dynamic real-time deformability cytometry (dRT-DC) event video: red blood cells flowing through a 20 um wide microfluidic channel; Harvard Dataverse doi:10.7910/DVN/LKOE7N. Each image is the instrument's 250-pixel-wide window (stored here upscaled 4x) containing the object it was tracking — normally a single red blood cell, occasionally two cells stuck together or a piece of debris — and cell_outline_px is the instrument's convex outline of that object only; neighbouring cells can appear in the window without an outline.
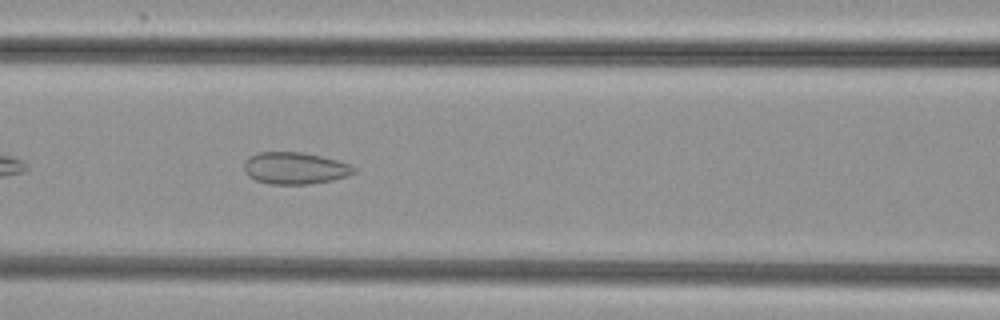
{"species": "common noctule bat (a hibernating species)", "species_latin": "Nyctalus noctula", "temperature_condition": "cold", "stored_images_in_passage": 33, "camera_frame_rate_fps": 3000, "um_per_image_px": 0.085, "animal": {"sex": "female", "body_mass_g": 29.2, "forearm_length_mm": 56.3}, "frame": {"image": 1, "passage_image": 8, "time_ms": 2.333, "image_size_px": [1000, 320], "cell_outline_px": [[356, 172], [348, 176], [332, 180], [308, 184], [268, 184], [256, 180], [248, 176], [244, 172], [244, 160], [248, 156], [260, 152], [304, 152], [340, 160], [352, 164], [356, 168]], "centroid_in_image_um": [25.09, 14.29], "position_along_channel_um": 141.5, "area_um2": 20.81}}
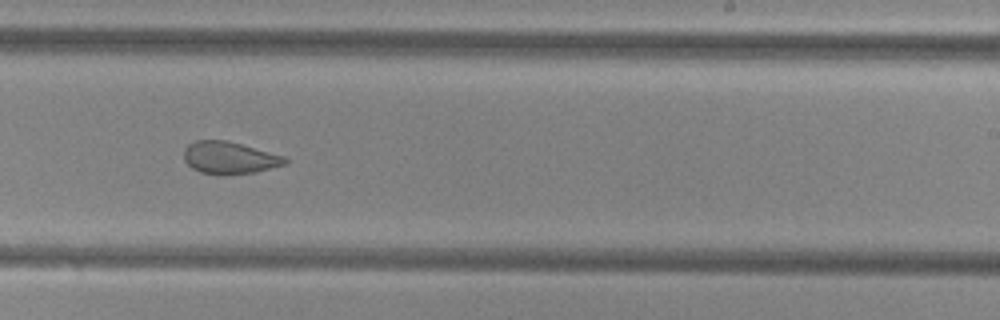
{"frame": {"image": 2, "passage_image": 18, "time_ms": 5.667, "image_size_px": [1000, 320], "cell_outline_px": [[288, 164], [256, 172], [200, 172], [192, 168], [184, 160], [184, 148], [188, 144], [196, 140], [228, 140], [284, 156], [288, 160]], "centroid_in_image_um": [19.52, 13.36], "position_along_channel_um": 269.5, "area_um2": 18.5}}
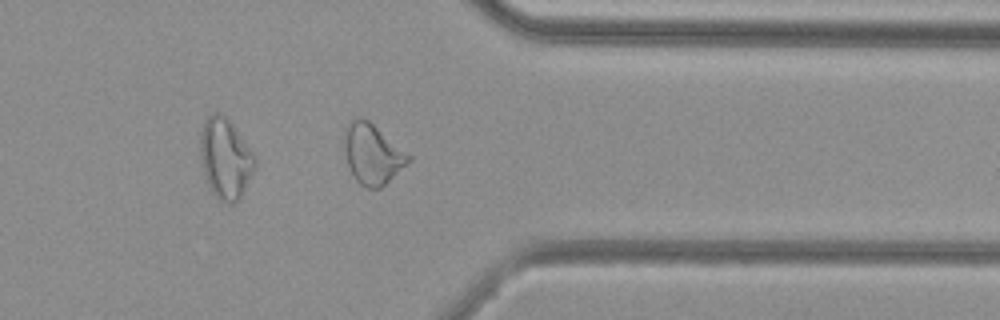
{"frame": {"image": 3, "passage_image": 27, "time_ms": 8.667, "image_size_px": [1000, 320], "cell_outline_px": [[412, 160], [408, 164], [380, 188], [368, 188], [360, 184], [356, 180], [348, 164], [344, 148], [344, 128], [348, 120], [356, 116], [360, 116], [368, 120], [412, 156]], "centroid_in_image_um": [31.65, 13.05], "position_along_channel_um": 379.8, "area_um2": 22.6}, "authors_computed_cell_mechanics": {"area_um2": 20.519, "velocity_mm_per_s": 3.8503, "shape_relaxation_time_tau1_ms": null, "shape_relaxation_time_tau2_ms": 1.6437, "deformation_change_tau1": null, "deformation_change_tau2": 0.0861}}